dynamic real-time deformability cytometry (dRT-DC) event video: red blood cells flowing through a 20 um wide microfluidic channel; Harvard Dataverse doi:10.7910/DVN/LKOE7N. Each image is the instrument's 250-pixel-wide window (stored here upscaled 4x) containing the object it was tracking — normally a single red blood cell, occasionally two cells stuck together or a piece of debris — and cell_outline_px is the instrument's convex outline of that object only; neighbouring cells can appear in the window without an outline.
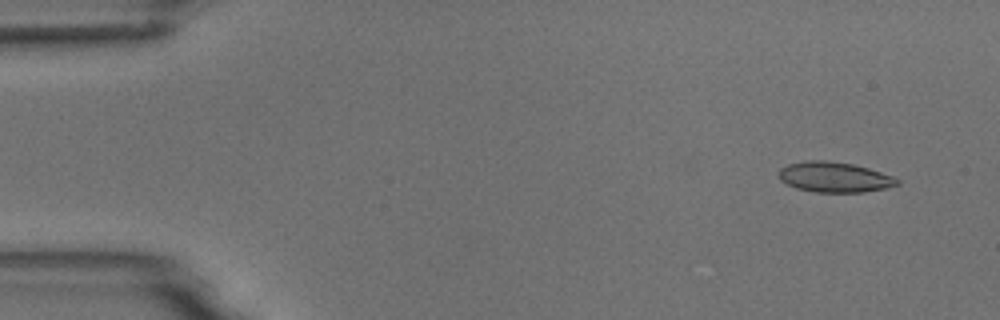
{"species": "common noctule bat (a hibernating species)", "species_latin": "Nyctalus noctula", "temperature_condition": "room temperature", "stored_images_in_passage": 5, "camera_frame_rate_fps": 3000, "um_per_image_px": 0.085, "animal": {"sex": "male", "body_mass_g": 18.8}, "frame": {"image": 1, "passage_image": 2, "time_ms": 1.0, "image_size_px": [1000, 320], "cell_outline_px": [[900, 184], [884, 188], [864, 192], [816, 192], [796, 188], [780, 180], [780, 168], [788, 164], [808, 160], [824, 160], [852, 164], [868, 168], [892, 176], [900, 180]], "centroid_in_image_um": [70.93, 15.05], "position_along_channel_um": 14.1, "area_um2": 20.69}}
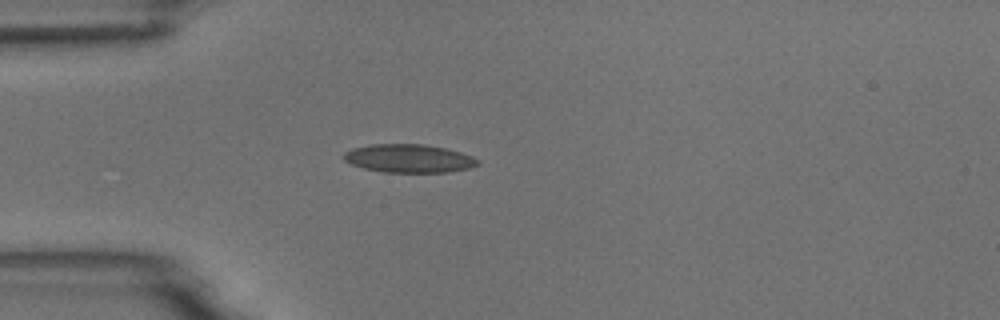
{"frame": {"image": 2, "passage_image": 5, "time_ms": 4.667, "image_size_px": [1000, 320], "cell_outline_px": [[480, 164], [468, 168], [448, 172], [384, 172], [364, 168], [352, 164], [344, 160], [344, 152], [352, 148], [368, 144], [424, 144], [444, 148], [460, 152], [472, 156], [480, 160]], "centroid_in_image_um": [34.75, 13.46], "position_along_channel_um": 50.2, "area_um2": 22.08}}